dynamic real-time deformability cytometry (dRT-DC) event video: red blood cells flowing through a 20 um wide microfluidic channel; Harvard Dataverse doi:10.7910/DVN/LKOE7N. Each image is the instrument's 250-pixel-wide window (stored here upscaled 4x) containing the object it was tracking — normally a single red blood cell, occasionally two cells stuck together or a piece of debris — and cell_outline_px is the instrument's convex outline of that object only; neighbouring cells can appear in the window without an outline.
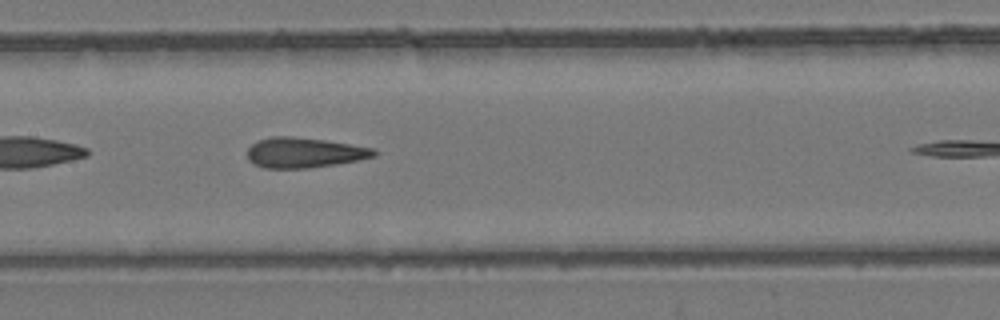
{"species": "common noctule bat (a hibernating species)", "species_latin": "Nyctalus noctula", "temperature_condition": "room temperature", "stored_images_in_passage": 6, "camera_frame_rate_fps": 3000, "um_per_image_px": 0.085, "animal": {"sex": "female", "body_mass_g": 24.6, "forearm_length_mm": 56.2}, "frame": {"image": 1, "passage_image": 5, "time_ms": 5.667, "image_size_px": [1000, 320], "cell_outline_px": [[376, 156], [360, 160], [336, 164], [308, 168], [264, 168], [252, 164], [248, 160], [248, 148], [252, 144], [260, 140], [272, 136], [292, 136], [324, 140], [372, 148], [376, 152]], "centroid_in_image_um": [25.83, 12.98], "position_along_channel_um": 181.6, "area_um2": 22.2}}